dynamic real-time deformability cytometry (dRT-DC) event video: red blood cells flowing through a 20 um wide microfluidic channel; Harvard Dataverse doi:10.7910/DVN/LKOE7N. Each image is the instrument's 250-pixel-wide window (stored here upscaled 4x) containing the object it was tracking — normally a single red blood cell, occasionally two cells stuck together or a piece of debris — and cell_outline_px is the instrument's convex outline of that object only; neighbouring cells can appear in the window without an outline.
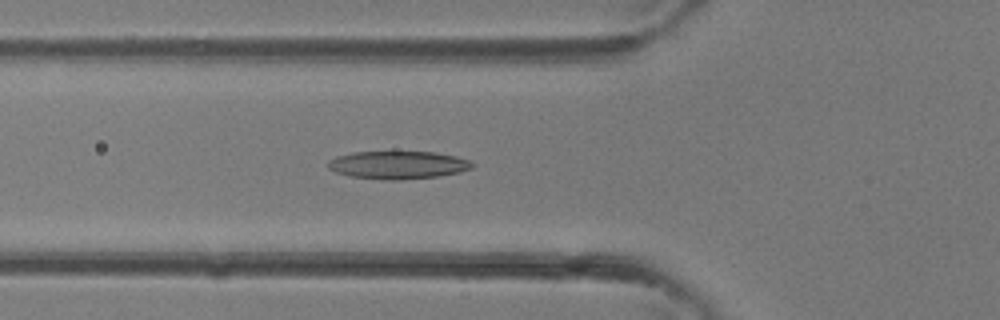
{"species": "common noctule bat (a hibernating species)", "species_latin": "Nyctalus noctula", "temperature_condition": "room temperature", "stored_images_in_passage": 35, "camera_frame_rate_fps": 3000, "um_per_image_px": 0.085, "animal": {"sex": "female"}, "frame": {"image": 1, "passage_image": 11, "time_ms": 3.333, "image_size_px": [1000, 320], "cell_outline_px": [[476, 164], [472, 168], [460, 172], [436, 176], [400, 180], [384, 180], [348, 176], [336, 172], [328, 168], [328, 160], [336, 156], [352, 152], [432, 152], [456, 156], [468, 160]], "centroid_in_image_um": [33.8, 14.02], "position_along_channel_um": 92.0, "area_um2": 23.47}}
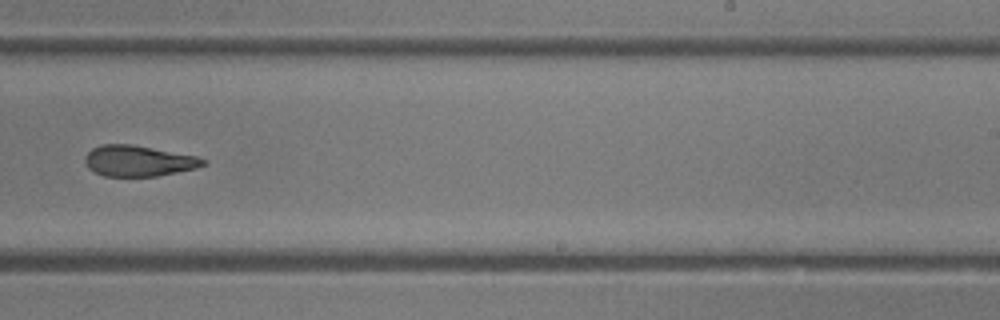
{"frame": {"image": 2, "passage_image": 21, "time_ms": 6.667, "image_size_px": [1000, 320], "cell_outline_px": [[208, 164], [196, 168], [156, 176], [104, 176], [88, 168], [84, 160], [84, 156], [92, 148], [100, 144], [132, 144], [196, 156], [208, 160]], "centroid_in_image_um": [11.77, 13.67], "position_along_channel_um": 277.2, "area_um2": 21.27}}
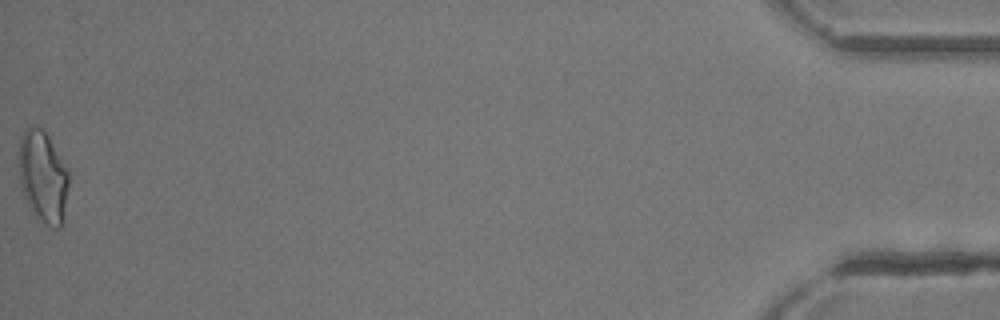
{"frame": {"image": 3, "passage_image": 35, "time_ms": 11.333, "image_size_px": [1000, 320], "cell_outline_px": [[68, 188], [60, 228], [52, 228], [40, 224], [36, 220], [24, 196], [20, 184], [16, 164], [20, 136], [24, 128], [40, 128], [48, 136], [68, 168]], "centroid_in_image_um": [3.6, 15.04], "position_along_channel_um": 431.6, "area_um2": 27.22}}